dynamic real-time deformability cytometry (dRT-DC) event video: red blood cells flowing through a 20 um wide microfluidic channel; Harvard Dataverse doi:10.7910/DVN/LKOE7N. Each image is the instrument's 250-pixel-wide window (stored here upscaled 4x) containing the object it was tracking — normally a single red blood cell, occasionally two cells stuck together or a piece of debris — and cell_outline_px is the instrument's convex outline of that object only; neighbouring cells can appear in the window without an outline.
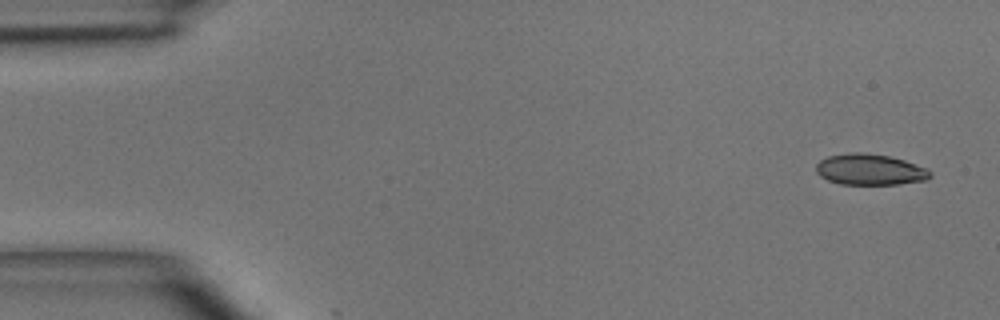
{"species": "common noctule bat (a hibernating species)", "species_latin": "Nyctalus noctula", "temperature_condition": "room temperature", "stored_images_in_passage": 5, "segment_of_instrument_passage": [1, 2], "camera_frame_rate_fps": 3000, "um_per_image_px": 0.085, "animal": {"sex": "male", "body_mass_g": 15.6}, "frame": {"image": 1, "passage_image": 1, "time_ms": 0.0, "image_size_px": [1000, 320], "cell_outline_px": [[932, 176], [928, 180], [900, 184], [840, 184], [828, 180], [820, 176], [816, 172], [816, 164], [820, 160], [828, 156], [852, 152], [860, 152], [888, 156], [904, 160], [928, 168], [932, 172]], "centroid_in_image_um": [73.97, 14.42], "position_along_channel_um": 11.0, "area_um2": 20.75}}
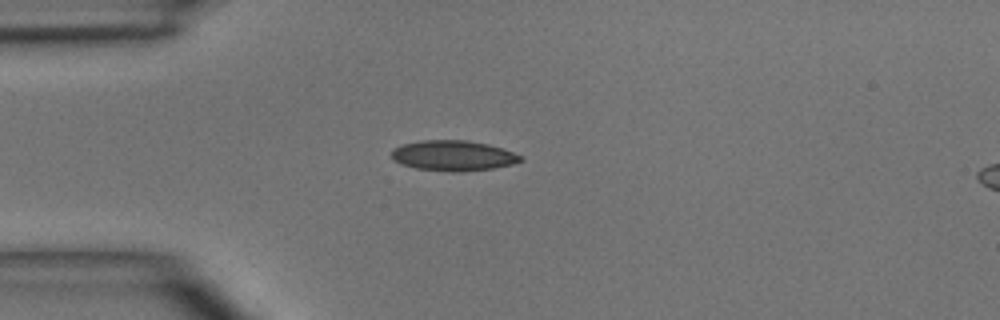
{"frame": {"image": 2, "passage_image": 4, "time_ms": 3.333, "image_size_px": [1000, 320], "cell_outline_px": [[524, 160], [512, 164], [492, 168], [456, 172], [452, 172], [416, 168], [392, 160], [392, 148], [404, 144], [420, 140], [468, 140], [488, 144], [524, 156]], "centroid_in_image_um": [38.53, 13.22], "position_along_channel_um": 46.5, "area_um2": 22.72}}